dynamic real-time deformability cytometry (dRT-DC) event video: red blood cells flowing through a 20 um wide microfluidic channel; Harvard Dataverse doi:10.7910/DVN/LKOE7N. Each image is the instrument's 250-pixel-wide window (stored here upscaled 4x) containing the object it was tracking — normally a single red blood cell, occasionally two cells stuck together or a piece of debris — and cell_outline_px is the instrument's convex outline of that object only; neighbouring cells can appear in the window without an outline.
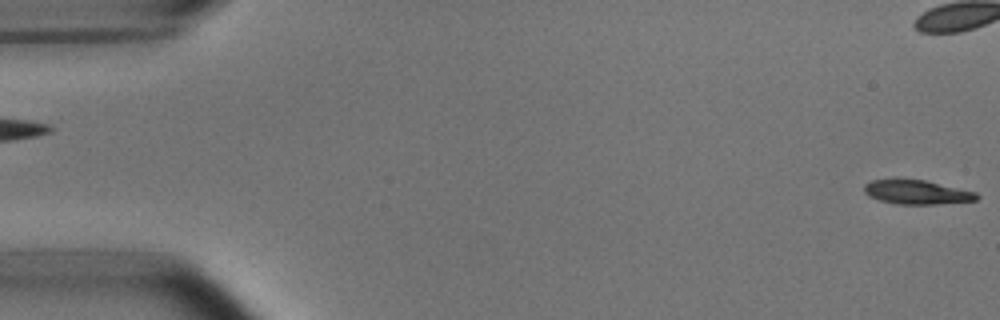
{"species": "common noctule bat (a hibernating species)", "species_latin": "Nyctalus noctula", "temperature_condition": "room temperature", "stored_images_in_passage": 54, "camera_frame_rate_fps": 3000, "um_per_image_px": 0.085, "animal": {"sex": "male", "body_mass_g": 15.6}, "frame": {"image": 1, "passage_image": 1, "time_ms": 0.0, "image_size_px": [1000, 320], "cell_outline_px": [[980, 196], [976, 200], [936, 204], [900, 204], [880, 200], [868, 196], [864, 192], [864, 184], [872, 180], [896, 176], [924, 180], [976, 192]], "centroid_in_image_um": [77.85, 16.29], "position_along_channel_um": 7.1, "area_um2": 16.24}}
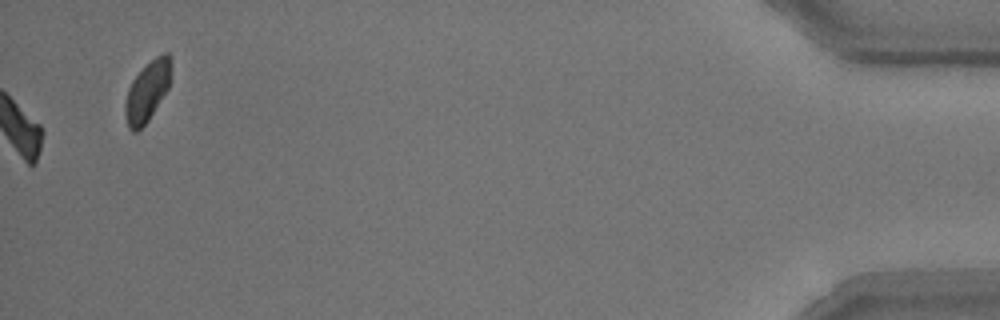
{"frame": {"image": 2, "passage_image": 54, "time_ms": 17.667, "image_size_px": [1000, 320], "cell_outline_px": [[172, 64], [168, 88], [148, 120], [136, 132], [132, 132], [128, 128], [124, 112], [124, 104], [128, 88], [132, 80], [156, 56], [164, 52], [168, 52], [172, 60]], "centroid_in_image_um": [12.51, 7.76], "position_along_channel_um": 422.7, "area_um2": 15.95}, "authors_computed_cell_mechanics": {"area_um2": 17.1666, "velocity_mm_per_s": 3.7549, "shape_relaxation_time_tau1_ms": 1.8554, "shape_relaxation_time_tau2_ms": null, "deformation_change_tau1": 0.1229, "deformation_change_tau2": null}}